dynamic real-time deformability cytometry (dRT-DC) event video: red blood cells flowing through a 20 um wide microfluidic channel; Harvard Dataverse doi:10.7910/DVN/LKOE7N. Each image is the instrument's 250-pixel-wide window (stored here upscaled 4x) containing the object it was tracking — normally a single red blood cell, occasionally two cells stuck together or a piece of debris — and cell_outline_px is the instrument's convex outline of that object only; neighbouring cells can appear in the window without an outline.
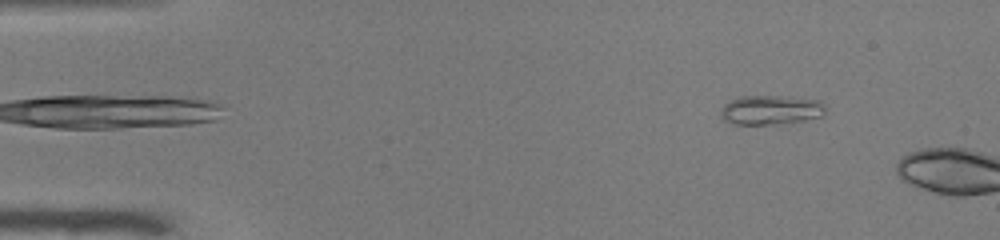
{"species": "common noctule bat (a hibernating species)", "species_latin": "Nyctalus noctula", "temperature_condition": "warm", "stored_images_in_passage": 3, "camera_frame_rate_fps": 3000, "um_per_image_px": 0.085, "animal": {"sex": "male", "body_mass_g": 19.0, "forearm_length_mm": 50.8}, "frame": {"image": 1, "passage_image": 1, "time_ms": 0.0, "image_size_px": [1000, 240], "cell_outline_px": [[824, 112], [820, 116], [804, 120], [776, 124], [736, 124], [724, 120], [720, 116], [720, 108], [724, 104], [740, 96], [780, 96], [820, 100], [824, 104]], "centroid_in_image_um": [65.48, 9.34], "position_along_channel_um": 19.5, "area_um2": 17.8}}